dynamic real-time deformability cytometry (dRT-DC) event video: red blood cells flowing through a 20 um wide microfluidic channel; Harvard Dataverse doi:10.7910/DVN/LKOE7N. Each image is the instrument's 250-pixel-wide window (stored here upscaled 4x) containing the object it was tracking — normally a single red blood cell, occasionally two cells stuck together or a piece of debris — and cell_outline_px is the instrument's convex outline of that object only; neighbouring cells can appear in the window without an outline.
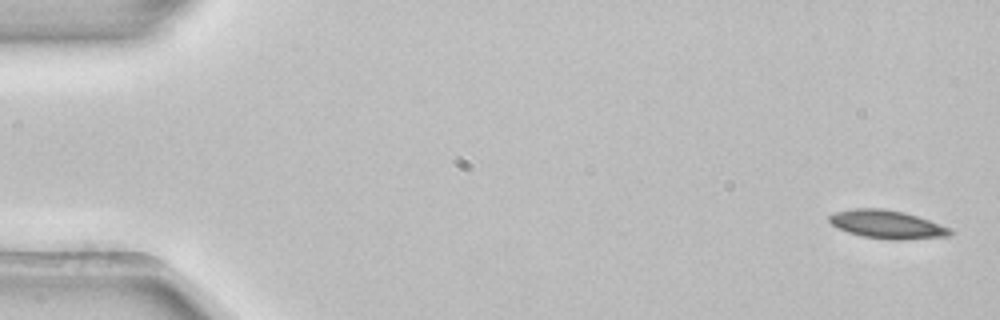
{"species": "common noctule bat (a hibernating species)", "species_latin": "Nyctalus noctula", "temperature_condition": "room temperature", "stored_images_in_passage": 4, "camera_frame_rate_fps": 3000, "um_per_image_px": 0.085, "animal": {"sex": "female", "body_mass_g": 22.7, "forearm_length_mm": 54.2}, "frame": {"image": 1, "passage_image": 1, "time_ms": 0.0, "image_size_px": [1000, 320], "cell_outline_px": [[956, 232], [948, 236], [900, 240], [892, 240], [864, 236], [848, 232], [836, 228], [828, 220], [828, 216], [836, 212], [852, 208], [884, 208], [904, 212], [952, 228]], "centroid_in_image_um": [75.41, 19.07], "position_along_channel_um": 9.6, "area_um2": 20.0}}
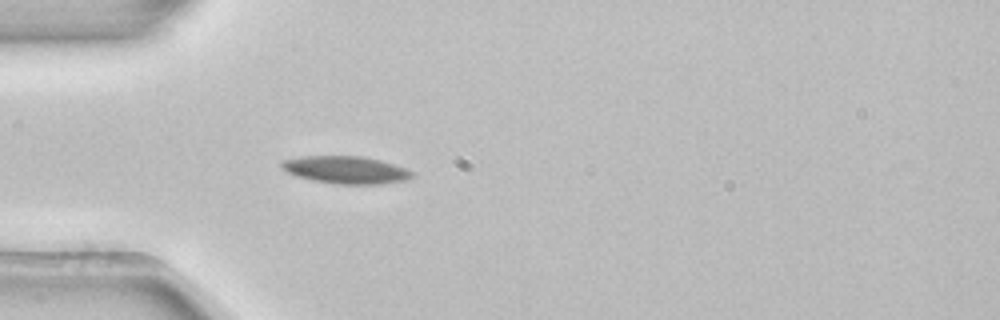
{"frame": {"image": 2, "passage_image": 4, "time_ms": 1.0, "image_size_px": [1000, 320], "cell_outline_px": [[412, 176], [408, 180], [380, 184], [336, 184], [296, 176], [280, 168], [280, 160], [300, 156], [364, 156], [380, 160], [404, 168], [412, 172]], "centroid_in_image_um": [29.35, 14.43], "position_along_channel_um": 55.7, "area_um2": 20.87}}